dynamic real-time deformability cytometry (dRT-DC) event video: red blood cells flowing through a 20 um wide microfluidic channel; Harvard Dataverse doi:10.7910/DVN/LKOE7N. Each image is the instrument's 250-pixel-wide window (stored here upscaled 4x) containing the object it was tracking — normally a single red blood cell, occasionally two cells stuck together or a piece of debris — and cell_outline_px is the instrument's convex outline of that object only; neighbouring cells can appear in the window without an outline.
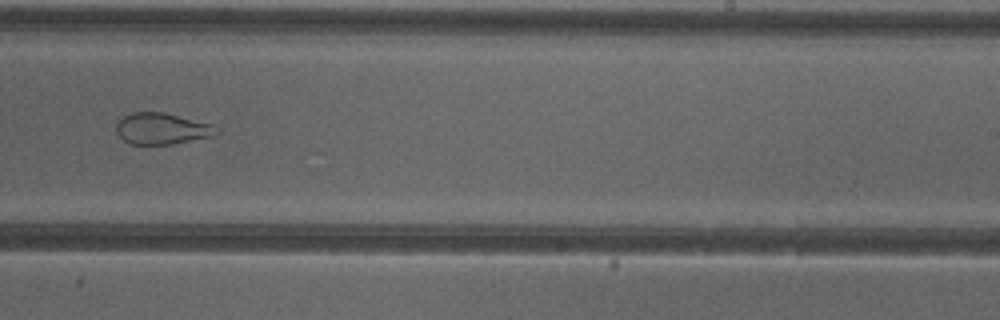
{"species": "common noctule bat (a hibernating species)", "species_latin": "Nyctalus noctula", "temperature_condition": "cold", "stored_images_in_passage": 35, "camera_frame_rate_fps": 3000, "um_per_image_px": 0.085, "animal": {"sex": "female"}, "frame": {"image": 1, "passage_image": 16, "time_ms": 5.0, "image_size_px": [1000, 320], "cell_outline_px": [[220, 132], [216, 136], [172, 144], [132, 144], [124, 140], [116, 132], [116, 120], [132, 112], [164, 112], [212, 124], [220, 128]], "centroid_in_image_um": [13.8, 10.93], "position_along_channel_um": 275.2, "area_um2": 18.55}}